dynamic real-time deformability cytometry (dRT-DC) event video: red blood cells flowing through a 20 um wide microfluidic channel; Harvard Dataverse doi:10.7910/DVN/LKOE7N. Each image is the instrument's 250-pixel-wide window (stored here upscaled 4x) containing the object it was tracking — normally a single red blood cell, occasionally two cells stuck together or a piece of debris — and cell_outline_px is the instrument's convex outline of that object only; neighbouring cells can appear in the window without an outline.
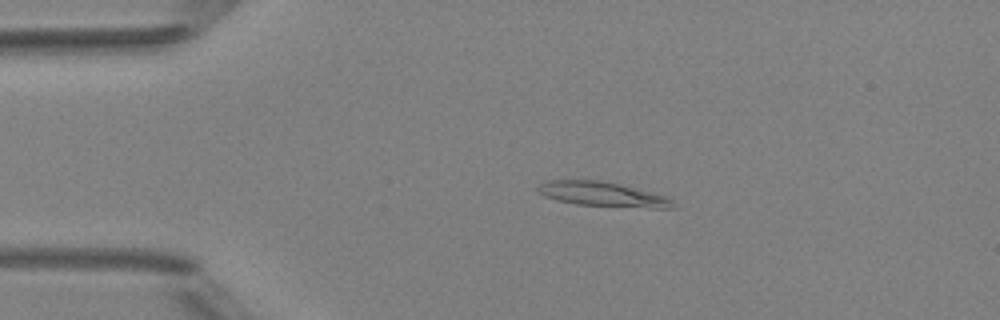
{"species": "Egyptian fruit bat (a non-hibernating species)", "species_latin": "Rousettus aegyptiacus", "temperature_condition": "room temperature", "stored_images_in_passage": 4, "camera_frame_rate_fps": 3000, "um_per_image_px": 0.085, "animal": {"sex": "female"}, "frame": {"image": 1, "passage_image": 3, "time_ms": 2.333, "image_size_px": [1000, 320], "cell_outline_px": [[676, 208], [652, 208], [576, 204], [556, 200], [544, 196], [536, 192], [536, 188], [544, 180], [600, 180], [620, 184], [668, 196], [672, 200]], "centroid_in_image_um": [51.19, 16.5], "position_along_channel_um": 33.8, "area_um2": 19.48}}